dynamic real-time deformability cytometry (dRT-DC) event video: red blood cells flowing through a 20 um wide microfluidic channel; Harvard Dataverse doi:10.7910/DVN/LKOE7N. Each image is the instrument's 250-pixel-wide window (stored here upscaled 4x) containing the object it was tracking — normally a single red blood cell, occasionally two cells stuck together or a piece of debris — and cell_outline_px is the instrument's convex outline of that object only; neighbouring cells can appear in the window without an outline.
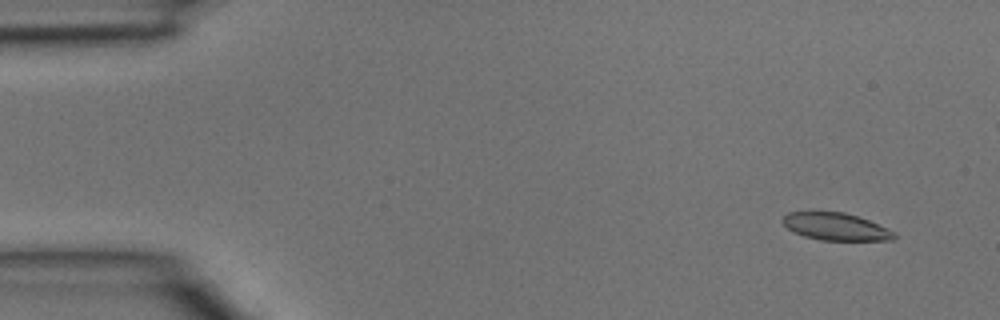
{"species": "common noctule bat (a hibernating species)", "species_latin": "Nyctalus noctula", "temperature_condition": "room temperature", "stored_images_in_passage": 4, "camera_frame_rate_fps": 3000, "um_per_image_px": 0.085, "animal": {"sex": "male", "body_mass_g": 15.6}, "frame": {"image": 1, "passage_image": 1, "time_ms": 0.0, "image_size_px": [1000, 320], "cell_outline_px": [[896, 236], [892, 240], [820, 240], [804, 236], [788, 228], [780, 220], [788, 212], [844, 212], [868, 220], [896, 232]], "centroid_in_image_um": [71.04, 19.26], "position_along_channel_um": 14.0, "area_um2": 17.57}}